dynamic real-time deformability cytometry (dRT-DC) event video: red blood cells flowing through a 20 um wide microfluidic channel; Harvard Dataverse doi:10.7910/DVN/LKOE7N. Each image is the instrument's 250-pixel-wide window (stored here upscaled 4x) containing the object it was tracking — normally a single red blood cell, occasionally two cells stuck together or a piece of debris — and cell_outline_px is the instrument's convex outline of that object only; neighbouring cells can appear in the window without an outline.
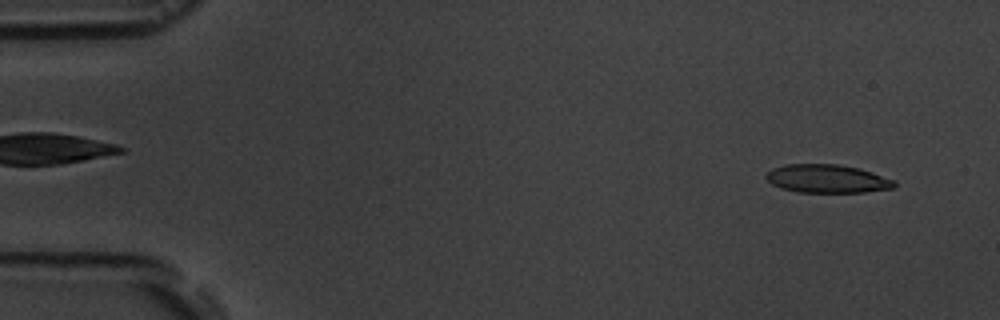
{"species": "common noctule bat (a hibernating species)", "species_latin": "Nyctalus noctula", "temperature_condition": "room temperature", "stored_images_in_passage": 6, "camera_frame_rate_fps": 3000, "um_per_image_px": 0.085, "animal": {"sex": "male", "body_mass_g": 19.5, "forearm_length_mm": 54.6}, "frame": {"image": 1, "passage_image": 6, "time_ms": 6.333, "image_size_px": [1000, 320], "cell_outline_px": [[896, 184], [892, 188], [864, 192], [796, 192], [780, 188], [772, 184], [764, 176], [772, 168], [784, 164], [836, 164], [860, 168], [896, 180]], "centroid_in_image_um": [70.3, 15.19], "position_along_channel_um": 14.7, "area_um2": 21.27}}